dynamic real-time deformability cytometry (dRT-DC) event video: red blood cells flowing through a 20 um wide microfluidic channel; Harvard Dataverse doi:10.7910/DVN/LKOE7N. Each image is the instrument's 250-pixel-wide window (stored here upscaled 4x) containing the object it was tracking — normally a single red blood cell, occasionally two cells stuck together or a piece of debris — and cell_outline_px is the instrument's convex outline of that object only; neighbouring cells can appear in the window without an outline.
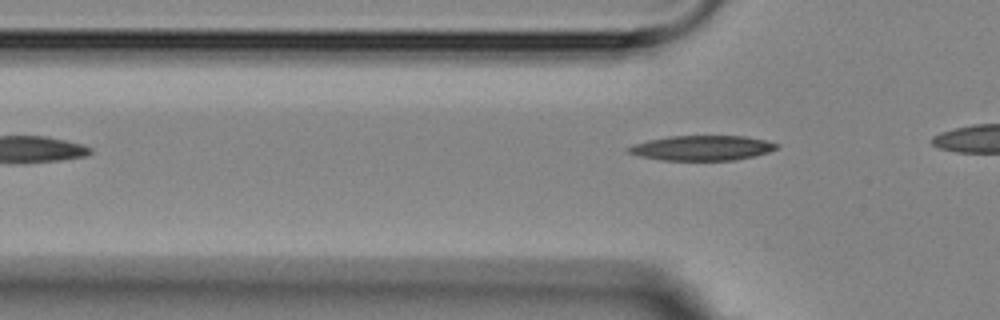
{"species": "Egyptian fruit bat (a non-hibernating species)", "species_latin": "Rousettus aegyptiacus", "temperature_condition": "room temperature", "stored_images_in_passage": 6, "camera_frame_rate_fps": 3000, "um_per_image_px": 0.085, "animal": {"sex": "female"}, "frame": {"image": 1, "passage_image": 6, "time_ms": 6.667, "image_size_px": [1000, 320], "cell_outline_px": [[780, 144], [776, 148], [768, 152], [736, 160], [660, 160], [640, 156], [624, 152], [624, 148], [632, 144], [648, 140], [668, 136], [744, 136], [764, 140]], "centroid_in_image_um": [59.58, 12.57], "position_along_channel_um": 66.2, "area_um2": 21.62}}